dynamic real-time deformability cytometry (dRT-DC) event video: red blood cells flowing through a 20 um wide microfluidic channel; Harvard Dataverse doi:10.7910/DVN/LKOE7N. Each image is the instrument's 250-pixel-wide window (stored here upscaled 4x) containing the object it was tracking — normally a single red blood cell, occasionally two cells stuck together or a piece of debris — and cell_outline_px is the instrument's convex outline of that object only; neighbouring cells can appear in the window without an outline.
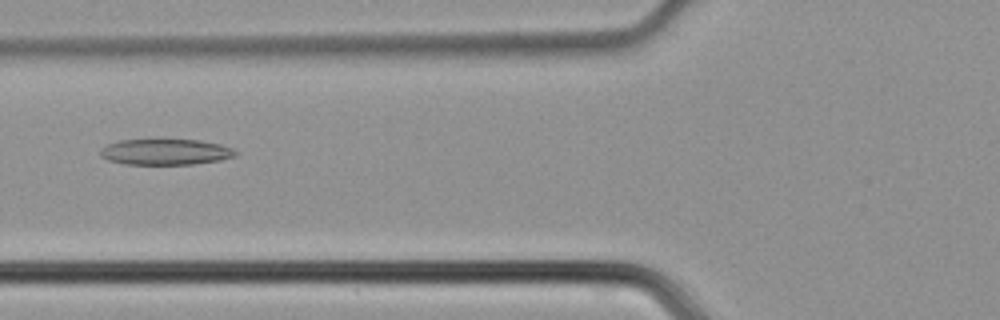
{"species": "common noctule bat (a hibernating species)", "species_latin": "Nyctalus noctula", "temperature_condition": "cold", "stored_images_in_passage": 46, "camera_frame_rate_fps": 3000, "um_per_image_px": 0.085, "animal": {"sex": "male", "body_mass_g": 21.5, "forearm_length_mm": 52.0}, "frame": {"image": 1, "passage_image": 18, "time_ms": 5.667, "image_size_px": [1000, 320], "cell_outline_px": [[240, 152], [236, 156], [220, 160], [192, 164], [124, 164], [108, 160], [100, 156], [100, 148], [108, 144], [120, 140], [200, 140], [220, 144], [232, 148]], "centroid_in_image_um": [14.08, 12.91], "position_along_channel_um": 111.7, "area_um2": 20.4}}
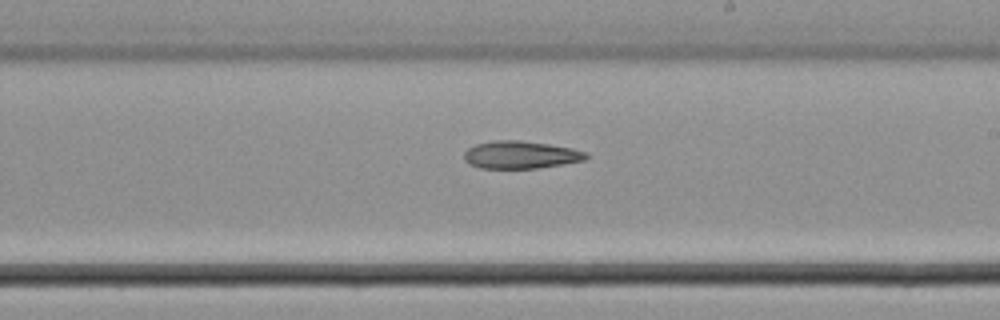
{"frame": {"image": 2, "passage_image": 27, "time_ms": 8.667, "image_size_px": [1000, 320], "cell_outline_px": [[588, 156], [584, 160], [564, 164], [536, 168], [480, 168], [468, 164], [464, 160], [464, 152], [468, 148], [476, 144], [492, 140], [520, 140], [548, 144], [572, 148], [588, 152]], "centroid_in_image_um": [44.24, 13.15], "position_along_channel_um": 244.8, "area_um2": 19.71}}
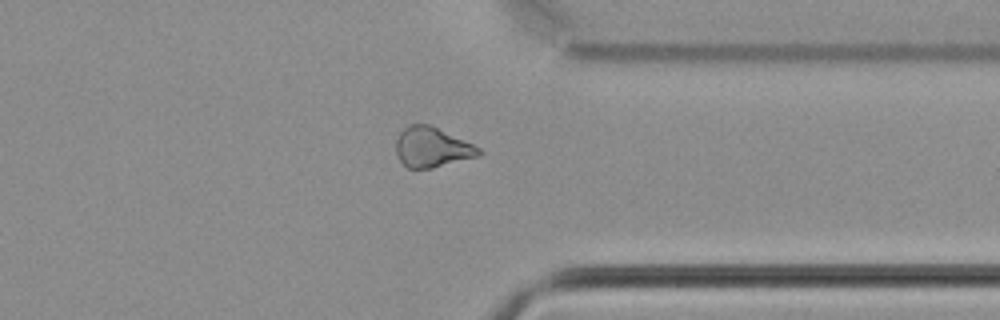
{"frame": {"image": 3, "passage_image": 36, "time_ms": 11.667, "image_size_px": [1000, 320], "cell_outline_px": [[484, 152], [480, 156], [432, 168], [408, 168], [400, 160], [396, 152], [396, 140], [400, 132], [408, 124], [428, 124], [472, 144], [480, 148]], "centroid_in_image_um": [36.72, 12.53], "position_along_channel_um": 374.7, "area_um2": 19.13}}